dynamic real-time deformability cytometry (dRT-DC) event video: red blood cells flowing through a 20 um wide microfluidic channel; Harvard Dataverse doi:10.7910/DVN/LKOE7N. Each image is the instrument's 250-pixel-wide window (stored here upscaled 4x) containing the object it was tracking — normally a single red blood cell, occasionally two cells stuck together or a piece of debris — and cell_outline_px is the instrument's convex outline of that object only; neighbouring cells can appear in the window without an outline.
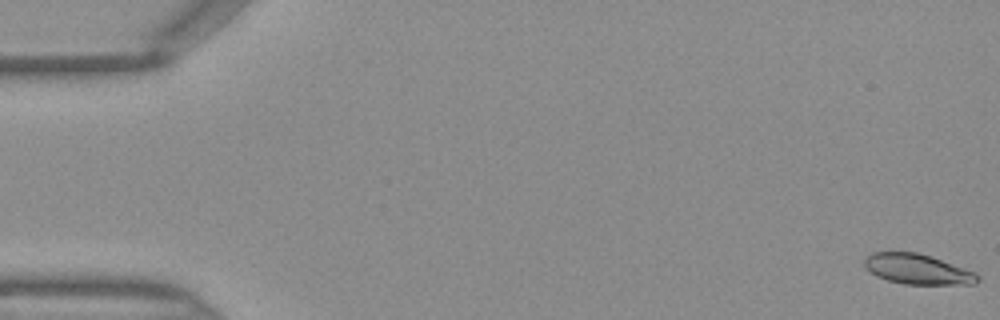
{"species": "Egyptian fruit bat (a non-hibernating species)", "species_latin": "Rousettus aegyptiacus", "temperature_condition": "warm", "stored_images_in_passage": 48, "camera_frame_rate_fps": 3000, "um_per_image_px": 0.085, "frame": {"image": 1, "passage_image": 1, "time_ms": 0.0, "image_size_px": [1000, 320], "cell_outline_px": [[980, 280], [976, 284], [904, 284], [888, 280], [876, 276], [864, 268], [864, 256], [872, 252], [916, 252], [932, 256], [976, 272], [980, 276]], "centroid_in_image_um": [77.98, 22.87], "position_along_channel_um": 7.0, "area_um2": 20.17}}
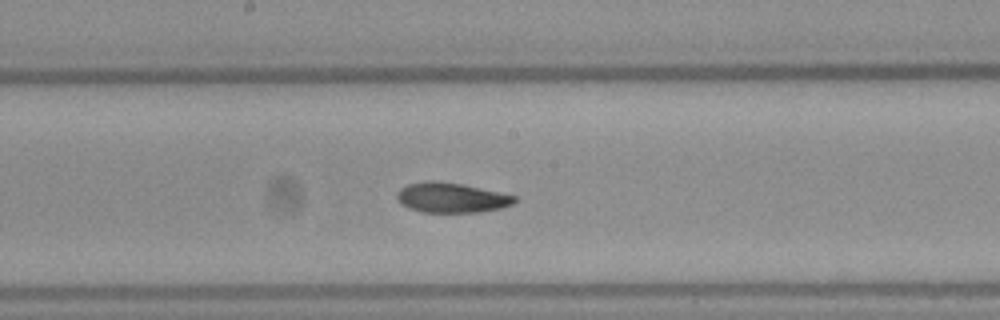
{"frame": {"image": 2, "passage_image": 25, "time_ms": 8.0, "image_size_px": [1000, 320], "cell_outline_px": [[520, 200], [512, 204], [500, 208], [480, 212], [420, 212], [408, 208], [396, 196], [396, 192], [400, 188], [408, 184], [428, 180], [432, 180], [464, 184], [516, 196]], "centroid_in_image_um": [38.39, 16.79], "position_along_channel_um": 209.8, "area_um2": 20.58}}
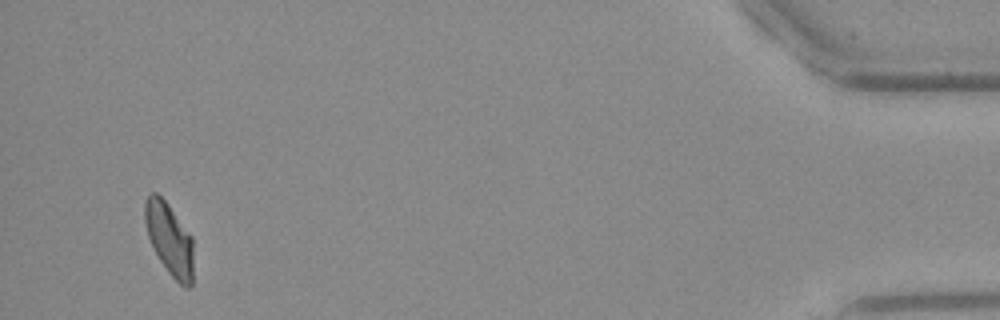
{"frame": {"image": 3, "passage_image": 45, "time_ms": 14.667, "image_size_px": [1000, 320], "cell_outline_px": [[192, 284], [188, 288], [184, 288], [168, 272], [160, 260], [148, 236], [144, 220], [144, 204], [148, 196], [152, 192], [156, 192], [168, 204], [192, 236]], "centroid_in_image_um": [14.39, 20.31], "position_along_channel_um": 420.8, "area_um2": 20.17}}